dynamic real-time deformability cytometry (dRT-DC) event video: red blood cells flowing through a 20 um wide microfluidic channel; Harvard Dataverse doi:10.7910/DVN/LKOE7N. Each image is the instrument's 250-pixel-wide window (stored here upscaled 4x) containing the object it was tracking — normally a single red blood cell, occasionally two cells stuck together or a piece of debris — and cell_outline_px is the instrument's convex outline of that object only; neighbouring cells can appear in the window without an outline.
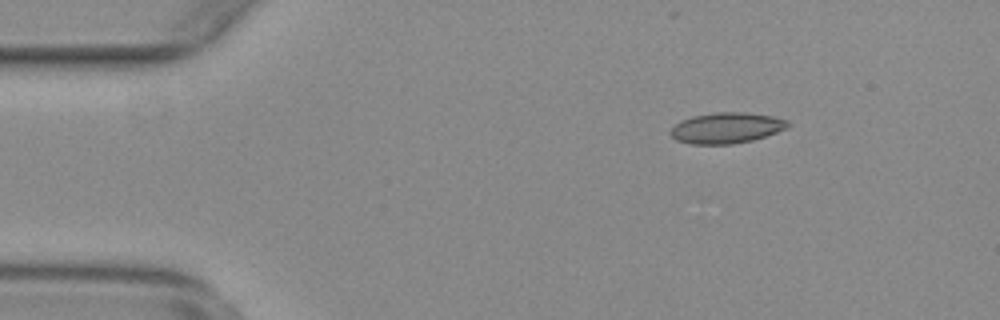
{"species": "common noctule bat (a hibernating species)", "species_latin": "Nyctalus noctula", "temperature_condition": "warm", "stored_images_in_passage": 55, "camera_frame_rate_fps": 3000, "um_per_image_px": 0.085, "animal": {"sex": "female", "body_mass_g": 29.2, "forearm_length_mm": 56.3}, "frame": {"image": 1, "passage_image": 8, "time_ms": 2.333, "image_size_px": [1000, 320], "cell_outline_px": [[792, 124], [788, 128], [752, 140], [732, 144], [692, 144], [676, 140], [668, 132], [680, 120], [692, 116], [716, 112], [744, 112], [772, 116], [788, 120]], "centroid_in_image_um": [61.75, 10.87], "position_along_channel_um": 23.2, "area_um2": 21.1}}
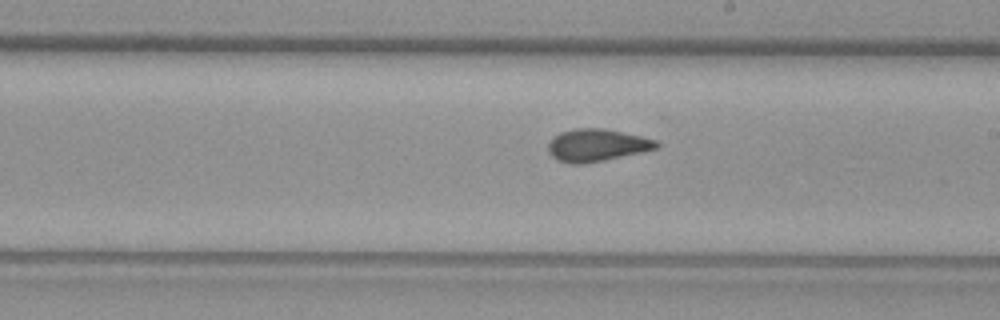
{"frame": {"image": 2, "passage_image": 31, "time_ms": 10.0, "image_size_px": [1000, 320], "cell_outline_px": [[660, 144], [656, 148], [640, 152], [604, 160], [580, 164], [568, 164], [556, 160], [548, 152], [548, 144], [560, 132], [576, 128], [604, 128], [640, 136], [656, 140]], "centroid_in_image_um": [50.69, 12.34], "position_along_channel_um": 238.3, "area_um2": 20.23}}
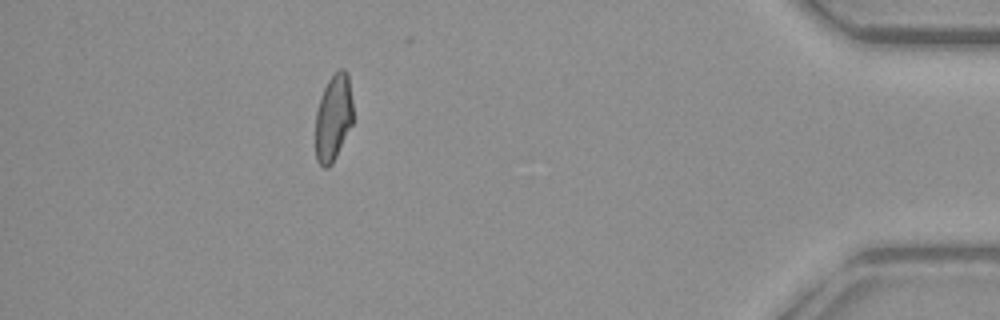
{"frame": {"image": 3, "passage_image": 49, "time_ms": 16.0, "image_size_px": [1000, 320], "cell_outline_px": [[352, 124], [332, 164], [328, 168], [324, 168], [316, 160], [316, 112], [324, 88], [328, 80], [340, 68], [344, 68], [348, 72], [352, 100]], "centroid_in_image_um": [28.34, 9.99], "position_along_channel_um": 406.9, "area_um2": 18.84}, "authors_computed_cell_mechanics": {"area_um2": 20.1722, "velocity_mm_per_s": 3.7622, "shape_relaxation_time_tau1_ms": null, "shape_relaxation_time_tau2_ms": 1.448, "deformation_change_tau1": null, "deformation_change_tau2": 0.072}}